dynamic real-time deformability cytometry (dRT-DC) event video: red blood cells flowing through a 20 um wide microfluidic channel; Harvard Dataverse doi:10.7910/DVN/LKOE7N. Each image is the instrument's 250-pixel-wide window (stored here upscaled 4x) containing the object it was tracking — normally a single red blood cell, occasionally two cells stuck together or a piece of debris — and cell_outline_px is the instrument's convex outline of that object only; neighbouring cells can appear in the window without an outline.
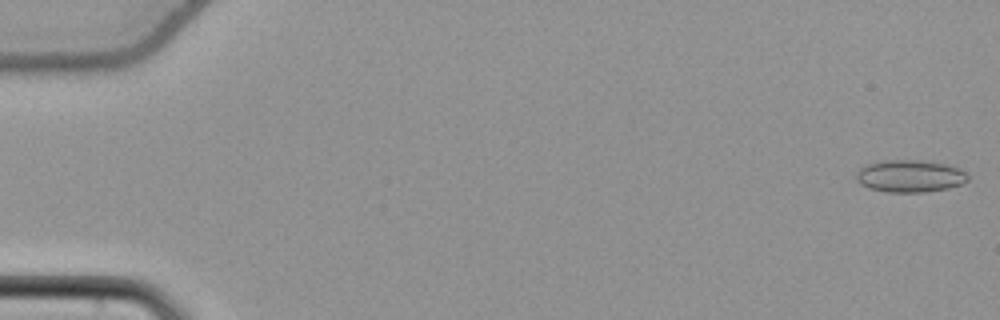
{"species": "common noctule bat (a hibernating species)", "species_latin": "Nyctalus noctula", "temperature_condition": "cold", "stored_images_in_passage": 55, "camera_frame_rate_fps": 3000, "um_per_image_px": 0.085, "animal": {"sex": "female", "body_mass_g": 22.7, "forearm_length_mm": 54.2}, "frame": {"image": 1, "passage_image": 1, "time_ms": 0.0, "image_size_px": [1000, 320], "cell_outline_px": [[968, 180], [964, 184], [948, 188], [924, 192], [888, 192], [868, 188], [860, 184], [856, 180], [856, 172], [860, 168], [868, 164], [884, 160], [920, 160], [944, 164], [960, 168], [968, 176]], "centroid_in_image_um": [77.34, 14.97], "position_along_channel_um": 7.7, "area_um2": 21.04}}
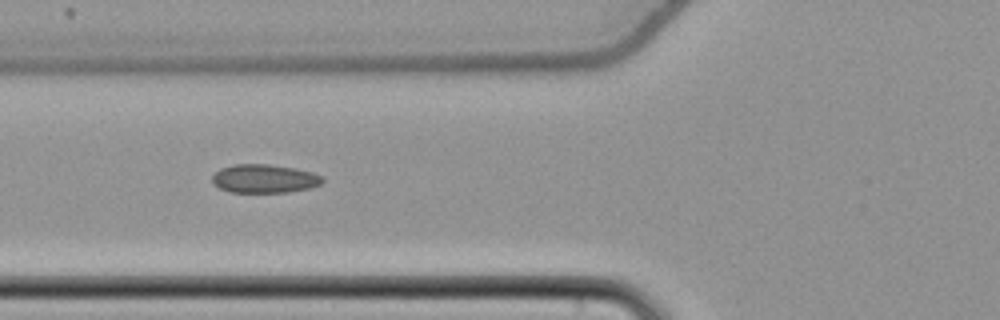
{"frame": {"image": 2, "passage_image": 22, "time_ms": 7.0, "image_size_px": [1000, 320], "cell_outline_px": [[324, 180], [320, 184], [312, 188], [288, 192], [232, 192], [220, 188], [212, 184], [212, 176], [220, 168], [232, 164], [268, 164], [296, 168], [312, 172], [324, 176]], "centroid_in_image_um": [22.49, 15.18], "position_along_channel_um": 103.3, "area_um2": 18.55}}
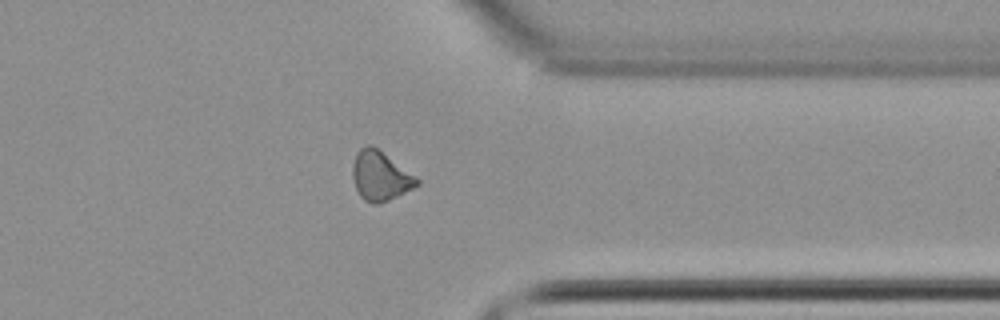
{"frame": {"image": 3, "passage_image": 44, "time_ms": 14.333, "image_size_px": [1000, 320], "cell_outline_px": [[420, 184], [380, 204], [372, 204], [364, 200], [360, 196], [352, 180], [352, 168], [356, 152], [360, 148], [368, 144], [372, 144], [420, 180]], "centroid_in_image_um": [32.28, 14.95], "position_along_channel_um": 379.1, "area_um2": 18.38}, "authors_computed_cell_mechanics": {"area_um2": 18.5538, "velocity_mm_per_s": 3.8261, "shape_relaxation_time_tau1_ms": 7.749, "shape_relaxation_time_tau2_ms": 7.7418, "deformation_change_tau1": 0.0754, "deformation_change_tau2": 0.1276}}